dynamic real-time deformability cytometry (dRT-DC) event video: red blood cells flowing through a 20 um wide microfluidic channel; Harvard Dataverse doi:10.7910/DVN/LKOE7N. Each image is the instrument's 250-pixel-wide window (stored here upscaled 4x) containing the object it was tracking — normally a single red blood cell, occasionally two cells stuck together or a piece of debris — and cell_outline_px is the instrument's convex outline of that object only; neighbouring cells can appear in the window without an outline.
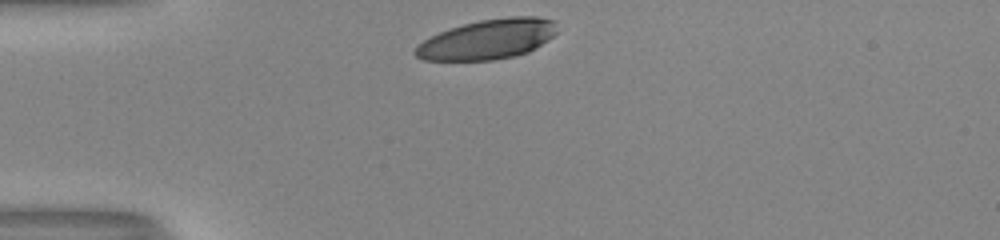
{"species": "human", "species_latin": "Homo sapiens", "temperature_condition": "room temperature", "stored_images_in_passage": 29, "camera_frame_rate_fps": 3000, "um_per_image_px": 0.085, "donor": {"sex": "male"}, "frame": {"image": 1, "passage_image": 1, "time_ms": 0.0, "image_size_px": [1000, 240], "cell_outline_px": [[556, 32], [548, 40], [536, 48], [528, 52], [516, 56], [496, 60], [424, 60], [416, 56], [412, 52], [424, 40], [440, 32], [464, 24], [480, 20], [512, 16], [536, 16], [556, 20]], "centroid_in_image_um": [41.5, 3.34], "position_along_channel_um": 43.5, "area_um2": 32.89}}
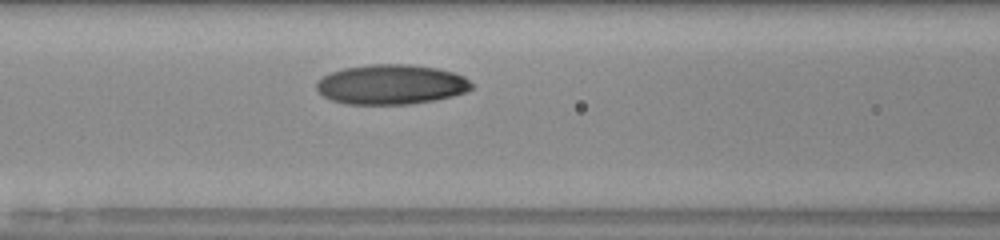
{"frame": {"image": 2, "passage_image": 10, "time_ms": 3.0, "image_size_px": [1000, 240], "cell_outline_px": [[472, 88], [464, 92], [452, 96], [432, 100], [408, 104], [348, 104], [332, 100], [324, 96], [316, 88], [316, 84], [324, 76], [332, 72], [344, 68], [372, 64], [408, 64], [436, 68], [452, 72], [464, 76], [472, 84]], "centroid_in_image_um": [33.25, 7.18], "position_along_channel_um": 133.4, "area_um2": 35.6}}
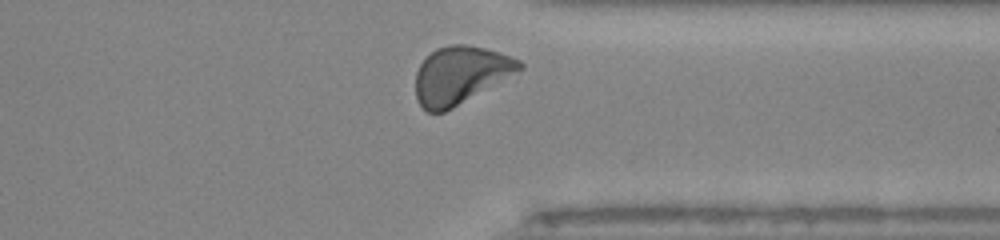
{"frame": {"image": 3, "passage_image": 28, "time_ms": 9.0, "image_size_px": [1000, 240], "cell_outline_px": [[524, 68], [452, 108], [444, 112], [428, 112], [416, 100], [416, 72], [420, 64], [436, 48], [452, 44], [464, 44], [484, 48], [500, 52], [520, 60], [524, 64]], "centroid_in_image_um": [39.12, 6.37], "position_along_channel_um": 372.3, "area_um2": 34.39}, "authors_computed_cell_mechanics": {"area_um2": 34.8534, "velocity_mm_per_s": 4.0057, "shape_relaxation_time_tau1_ms": 3.5429, "shape_relaxation_time_tau2_ms": 1.8863, "deformation_change_tau1": 0.1531, "deformation_change_tau2": 0.0539}}